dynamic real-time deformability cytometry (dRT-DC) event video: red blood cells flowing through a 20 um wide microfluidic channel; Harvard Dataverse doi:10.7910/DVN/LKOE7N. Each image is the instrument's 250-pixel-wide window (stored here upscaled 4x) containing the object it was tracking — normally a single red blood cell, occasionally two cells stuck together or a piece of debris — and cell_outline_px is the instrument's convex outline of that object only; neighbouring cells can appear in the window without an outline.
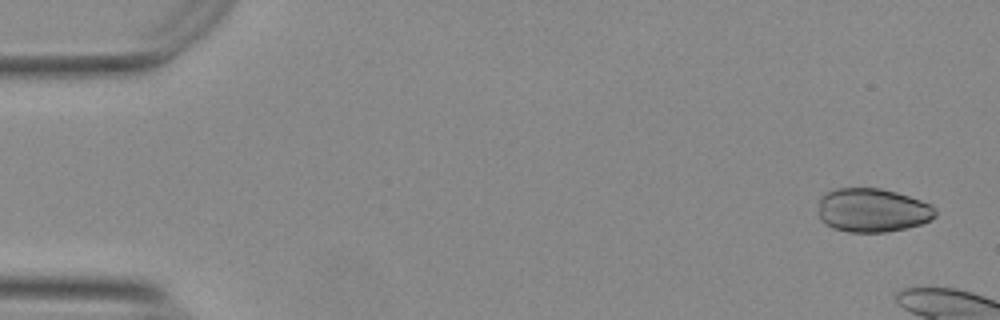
{"species": "Egyptian fruit bat (a non-hibernating species)", "species_latin": "Rousettus aegyptiacus", "temperature_condition": "warm", "stored_images_in_passage": 16, "camera_frame_rate_fps": 3000, "um_per_image_px": 0.085, "animal": {"sex": "female"}, "frame": {"image": 1, "passage_image": 3, "time_ms": 0.667, "image_size_px": [1000, 320], "cell_outline_px": [[936, 216], [920, 224], [904, 228], [884, 232], [848, 232], [832, 228], [820, 220], [820, 196], [824, 192], [836, 188], [880, 188], [896, 192], [932, 204], [936, 208]], "centroid_in_image_um": [74.14, 17.86], "position_along_channel_um": 10.9, "area_um2": 29.88}}